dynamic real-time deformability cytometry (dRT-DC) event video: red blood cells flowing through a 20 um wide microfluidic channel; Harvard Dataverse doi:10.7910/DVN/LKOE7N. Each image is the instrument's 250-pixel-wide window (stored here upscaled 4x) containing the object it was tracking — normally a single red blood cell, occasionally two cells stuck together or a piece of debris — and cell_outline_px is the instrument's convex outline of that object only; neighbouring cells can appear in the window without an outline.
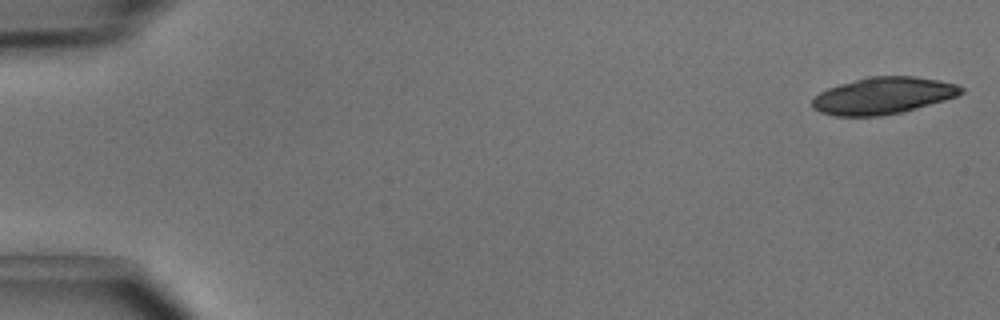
{"species": "common noctule bat (a hibernating species)", "species_latin": "Nyctalus noctula", "temperature_condition": "cold", "stored_images_in_passage": 14, "camera_frame_rate_fps": 3000, "um_per_image_px": 0.085, "animal": {"sex": "male", "body_mass_g": 15.6}, "frame": {"image": 1, "passage_image": 1, "time_ms": 0.0, "image_size_px": [1000, 320], "cell_outline_px": [[964, 92], [956, 96], [944, 100], [904, 112], [880, 116], [836, 116], [820, 112], [812, 108], [812, 96], [828, 88], [840, 84], [868, 76], [912, 76], [936, 80], [956, 84], [964, 88]], "centroid_in_image_um": [75.03, 8.14], "position_along_channel_um": 10.0, "area_um2": 31.96}}